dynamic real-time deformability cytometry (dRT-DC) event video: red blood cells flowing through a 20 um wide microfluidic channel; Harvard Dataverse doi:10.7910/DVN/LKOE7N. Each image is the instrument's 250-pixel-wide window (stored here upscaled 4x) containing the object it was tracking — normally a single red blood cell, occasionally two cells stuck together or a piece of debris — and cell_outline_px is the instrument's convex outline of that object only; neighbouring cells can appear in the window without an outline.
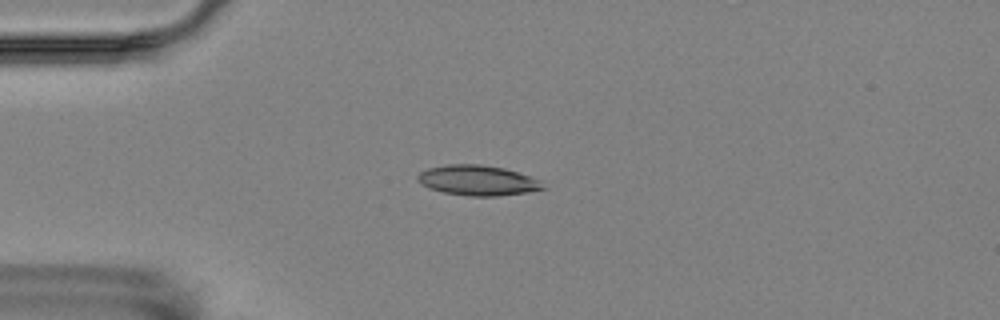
{"species": "Egyptian fruit bat (a non-hibernating species)", "species_latin": "Rousettus aegyptiacus", "temperature_condition": "room temperature", "stored_images_in_passage": 7, "camera_frame_rate_fps": 3000, "um_per_image_px": 0.085, "animal": {"sex": "female"}, "frame": {"image": 1, "passage_image": 3, "time_ms": 3.0, "image_size_px": [1000, 320], "cell_outline_px": [[548, 188], [528, 192], [496, 196], [468, 196], [444, 192], [428, 188], [420, 184], [416, 180], [416, 176], [420, 172], [428, 168], [444, 164], [480, 164], [504, 168], [540, 180]], "centroid_in_image_um": [40.57, 15.33], "position_along_channel_um": 44.4, "area_um2": 22.2}}
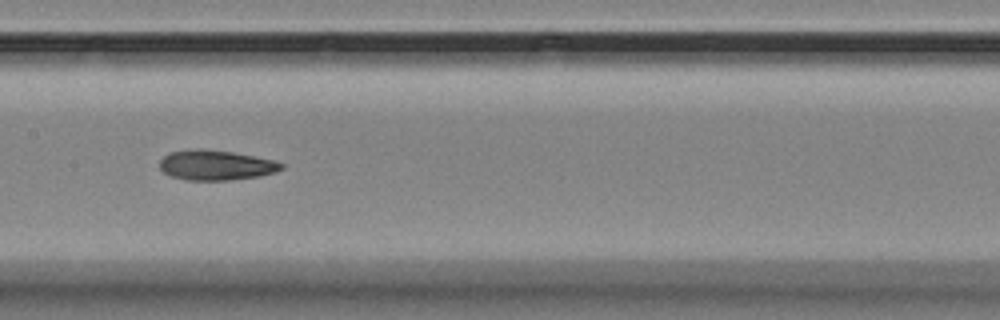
{"frame": {"image": 2, "passage_image": 7, "time_ms": 7.667, "image_size_px": [1000, 320], "cell_outline_px": [[284, 168], [276, 172], [260, 176], [228, 180], [188, 180], [172, 176], [164, 172], [160, 168], [160, 160], [168, 152], [196, 148], [204, 148], [232, 152], [272, 160], [284, 164]], "centroid_in_image_um": [18.34, 14.03], "position_along_channel_um": 189.1, "area_um2": 21.27}}